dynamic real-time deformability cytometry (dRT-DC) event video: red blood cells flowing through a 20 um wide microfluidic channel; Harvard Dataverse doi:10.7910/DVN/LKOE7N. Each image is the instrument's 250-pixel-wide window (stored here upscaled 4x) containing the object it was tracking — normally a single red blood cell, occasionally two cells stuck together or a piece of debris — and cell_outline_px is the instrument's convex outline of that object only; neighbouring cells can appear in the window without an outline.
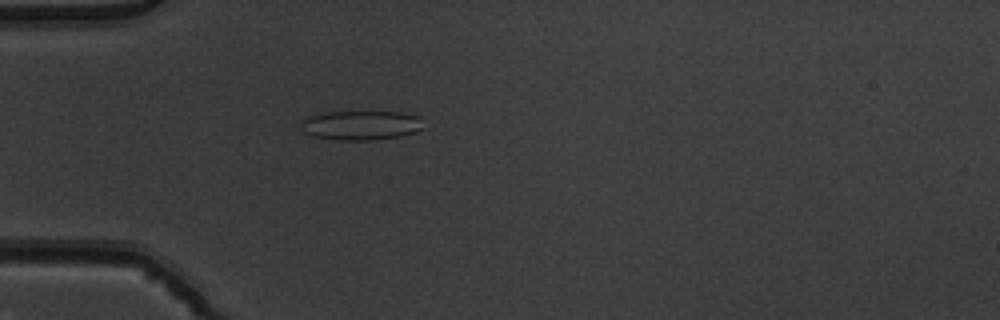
{"species": "common noctule bat (a hibernating species)", "species_latin": "Nyctalus noctula", "temperature_condition": "warm", "stored_images_in_passage": 4, "camera_frame_rate_fps": 3000, "um_per_image_px": 0.085, "animal": {"sex": "male", "body_mass_g": 19.5, "forearm_length_mm": 54.6}, "frame": {"image": 1, "passage_image": 4, "time_ms": 1.0, "image_size_px": [1000, 320], "cell_outline_px": [[424, 128], [416, 132], [400, 136], [368, 140], [336, 140], [316, 136], [304, 132], [300, 128], [300, 124], [308, 116], [328, 112], [400, 112], [420, 116]], "centroid_in_image_um": [30.71, 10.64], "position_along_channel_um": 54.3, "area_um2": 20.92}}